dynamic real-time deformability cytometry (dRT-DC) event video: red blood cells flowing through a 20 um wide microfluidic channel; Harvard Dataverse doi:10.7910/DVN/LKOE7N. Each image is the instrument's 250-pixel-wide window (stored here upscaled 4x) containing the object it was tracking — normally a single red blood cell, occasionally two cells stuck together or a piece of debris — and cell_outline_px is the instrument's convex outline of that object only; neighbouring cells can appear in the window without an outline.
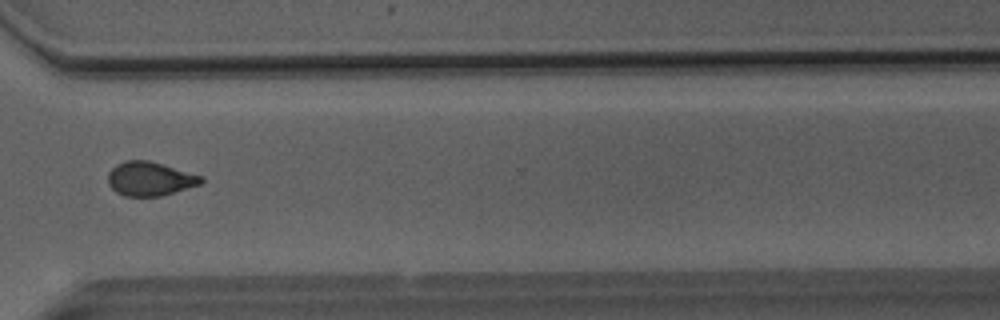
{"species": "Egyptian fruit bat (a non-hibernating species)", "species_latin": "Rousettus aegyptiacus", "temperature_condition": "room temperature", "stored_images_in_passage": 50, "camera_frame_rate_fps": 3000, "um_per_image_px": 0.085, "animal": {"sex": "male"}, "frame": {"image": 1, "passage_image": 38, "time_ms": 12.333, "image_size_px": [1000, 320], "cell_outline_px": [[204, 180], [200, 184], [160, 196], [124, 196], [116, 192], [108, 184], [108, 172], [116, 164], [124, 160], [148, 160], [204, 176]], "centroid_in_image_um": [12.72, 15.19], "position_along_channel_um": 357.9, "area_um2": 18.44}}
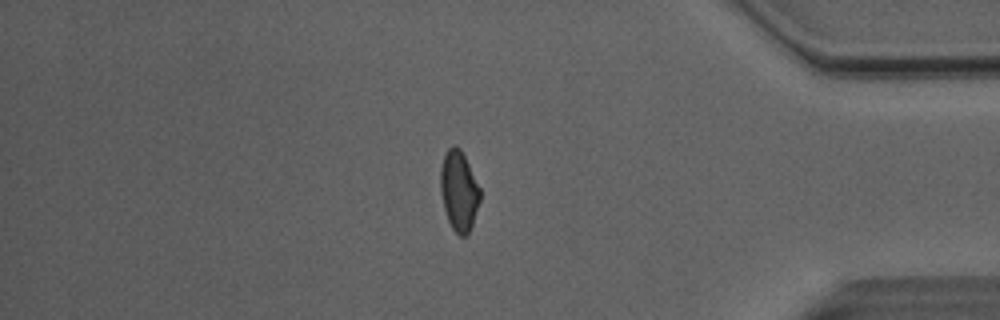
{"frame": {"image": 2, "passage_image": 43, "time_ms": 14.0, "image_size_px": [1000, 320], "cell_outline_px": [[480, 200], [472, 224], [468, 232], [464, 236], [460, 236], [452, 228], [448, 220], [444, 208], [440, 192], [440, 168], [444, 156], [448, 148], [452, 144], [456, 144], [460, 148], [480, 188]], "centroid_in_image_um": [38.99, 16.19], "position_along_channel_um": 396.2, "area_um2": 18.32}}
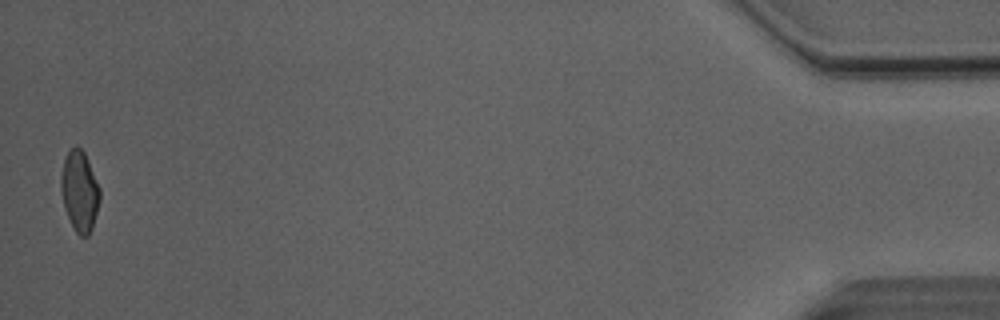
{"frame": {"image": 3, "passage_image": 50, "time_ms": 16.333, "image_size_px": [1000, 320], "cell_outline_px": [[100, 200], [92, 228], [88, 236], [80, 236], [72, 228], [64, 208], [60, 188], [60, 176], [64, 156], [76, 144], [84, 152], [88, 160], [100, 188]], "centroid_in_image_um": [6.75, 16.25], "position_along_channel_um": 428.5, "area_um2": 18.5}, "authors_computed_cell_mechanics": {"area_um2": 19.1318, "velocity_mm_per_s": 4.1078, "shape_relaxation_time_tau1_ms": 7.9529, "shape_relaxation_time_tau2_ms": 1.8457, "deformation_change_tau1": 0.163, "deformation_change_tau2": 0.0666}}